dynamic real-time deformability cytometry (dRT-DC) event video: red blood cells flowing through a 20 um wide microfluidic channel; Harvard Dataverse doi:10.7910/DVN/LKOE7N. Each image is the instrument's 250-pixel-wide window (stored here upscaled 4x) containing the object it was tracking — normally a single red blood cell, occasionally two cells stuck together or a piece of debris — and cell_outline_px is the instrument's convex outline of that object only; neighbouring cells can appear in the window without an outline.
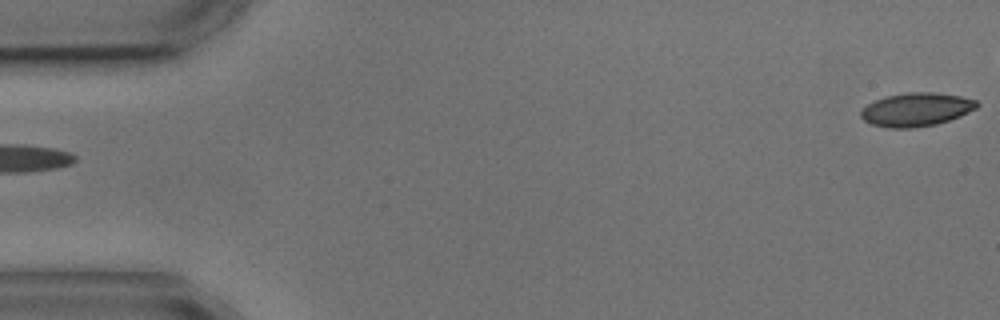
{"species": "common noctule bat (a hibernating species)", "species_latin": "Nyctalus noctula", "temperature_condition": "cold", "stored_images_in_passage": 5, "segment_of_instrument_passage": [2, 2], "camera_frame_rate_fps": 3000, "um_per_image_px": 0.085, "animal": {"sex": "male", "body_mass_g": 17.9, "forearm_length_mm": 54.2}, "frame": {"image": 1, "passage_image": 5, "time_ms": 4.667, "image_size_px": [1000, 320], "cell_outline_px": [[980, 104], [976, 108], [960, 116], [936, 124], [912, 128], [888, 128], [872, 124], [864, 120], [860, 116], [860, 112], [868, 104], [876, 100], [888, 96], [908, 92], [932, 92], [960, 96], [976, 100]], "centroid_in_image_um": [77.89, 9.31], "position_along_channel_um": 7.1, "area_um2": 22.43}}